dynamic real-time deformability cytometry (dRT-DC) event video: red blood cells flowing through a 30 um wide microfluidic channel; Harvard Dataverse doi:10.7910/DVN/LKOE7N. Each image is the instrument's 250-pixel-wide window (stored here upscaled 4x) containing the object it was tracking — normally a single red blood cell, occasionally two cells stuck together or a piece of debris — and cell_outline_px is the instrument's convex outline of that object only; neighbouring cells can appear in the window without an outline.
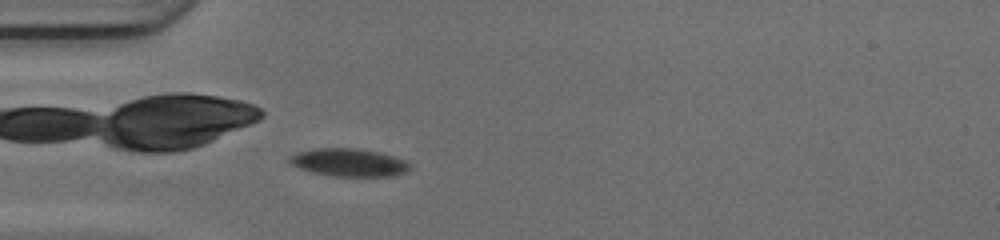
{"species": "common noctule bat (a hibernating species)", "species_latin": "Nyctalus noctula", "temperature_condition": "cold", "stored_images_in_passage": 41, "camera_frame_rate_fps": 3000, "um_per_image_px": 0.085, "animal": {"sex": "female", "body_mass_g": 17.0, "forearm_length_mm": 48.0}, "frame": {"image": 1, "passage_image": 5, "time_ms": 1.333, "image_size_px": [1000, 240], "cell_outline_px": [[408, 168], [404, 172], [392, 176], [328, 176], [312, 172], [300, 168], [292, 164], [288, 160], [288, 156], [296, 152], [312, 148], [356, 148], [376, 152], [392, 156], [404, 160], [408, 164]], "centroid_in_image_um": [29.56, 13.8], "position_along_channel_um": 55.4, "area_um2": 19.36}}
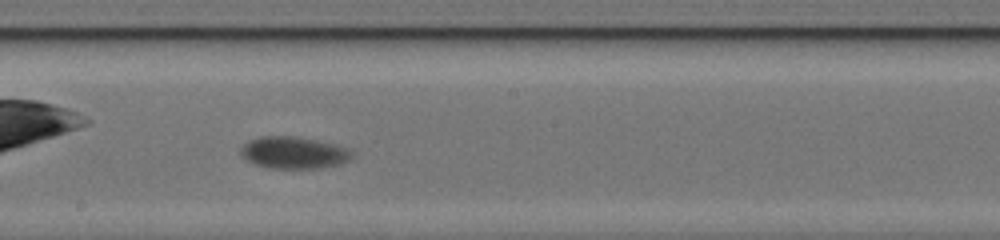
{"frame": {"image": 2, "passage_image": 18, "time_ms": 5.667, "image_size_px": [1000, 240], "cell_outline_px": [[352, 156], [348, 160], [340, 164], [324, 168], [268, 168], [256, 164], [248, 160], [240, 152], [240, 148], [248, 140], [260, 136], [292, 136], [316, 140], [348, 148], [352, 152]], "centroid_in_image_um": [24.96, 12.98], "position_along_channel_um": 223.2, "area_um2": 20.58}}
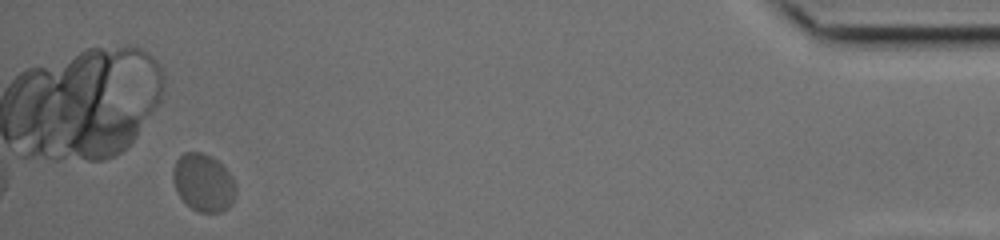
{"frame": {"image": 3, "passage_image": 38, "time_ms": 12.333, "image_size_px": [1000, 240], "cell_outline_px": [[236, 188], [232, 204], [228, 208], [220, 212], [200, 212], [192, 208], [180, 196], [172, 180], [172, 168], [176, 160], [184, 152], [200, 152], [212, 156], [228, 172]], "centroid_in_image_um": [17.26, 15.51], "position_along_channel_um": 417.9, "area_um2": 20.87}, "authors_computed_cell_mechanics": {"area_um2": 20.1144, "velocity_mm_per_s": 4.0412, "shape_relaxation_time_tau1_ms": 1.982, "shape_relaxation_time_tau2_ms": null, "deformation_change_tau1": 0.0937, "deformation_change_tau2": null}}